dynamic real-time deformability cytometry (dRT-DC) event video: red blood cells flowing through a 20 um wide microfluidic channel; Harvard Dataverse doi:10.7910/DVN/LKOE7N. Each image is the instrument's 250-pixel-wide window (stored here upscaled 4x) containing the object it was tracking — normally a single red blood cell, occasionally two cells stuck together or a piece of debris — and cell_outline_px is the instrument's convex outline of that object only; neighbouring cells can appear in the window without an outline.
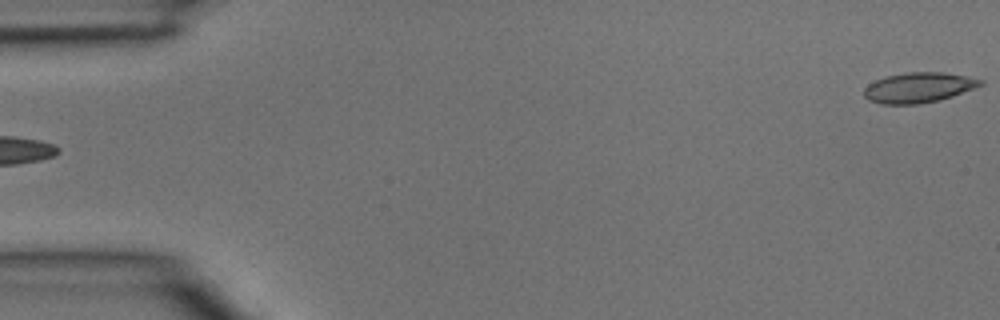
{"species": "common noctule bat (a hibernating species)", "species_latin": "Nyctalus noctula", "temperature_condition": "room temperature", "stored_images_in_passage": 3, "segment_of_instrument_passage": [2, 2], "camera_frame_rate_fps": 3000, "um_per_image_px": 0.085, "animal": {"sex": "male", "body_mass_g": 15.6}, "frame": {"image": 1, "passage_image": 3, "time_ms": 0.667, "image_size_px": [1000, 320], "cell_outline_px": [[984, 84], [976, 88], [952, 96], [920, 104], [880, 104], [868, 100], [864, 96], [864, 88], [868, 84], [884, 76], [904, 72], [944, 72], [968, 76], [984, 80]], "centroid_in_image_um": [78.08, 7.43], "position_along_channel_um": 6.9, "area_um2": 20.69}}